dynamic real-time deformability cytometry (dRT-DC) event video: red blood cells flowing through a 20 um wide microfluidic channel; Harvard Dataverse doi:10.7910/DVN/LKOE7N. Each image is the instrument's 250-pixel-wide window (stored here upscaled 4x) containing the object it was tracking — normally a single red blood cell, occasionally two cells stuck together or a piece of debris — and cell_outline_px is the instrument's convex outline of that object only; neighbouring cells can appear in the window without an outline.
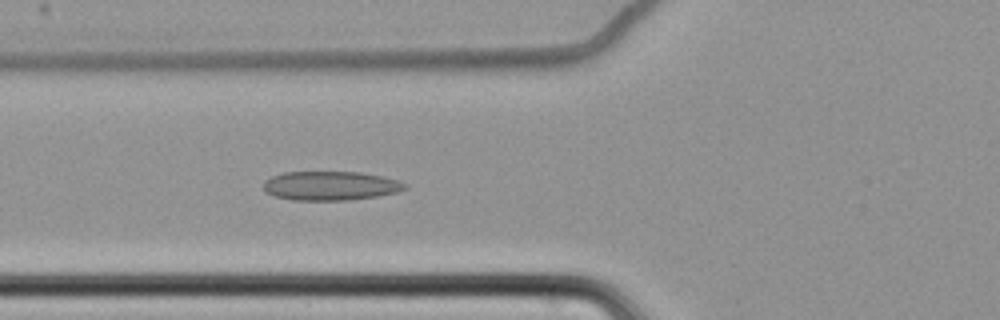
{"species": "common noctule bat (a hibernating species)", "species_latin": "Nyctalus noctula", "temperature_condition": "cold", "stored_images_in_passage": 47, "camera_frame_rate_fps": 3000, "um_per_image_px": 0.085, "animal": {"sex": "female", "body_mass_g": 22.7, "forearm_length_mm": 54.2}, "frame": {"image": 1, "passage_image": 10, "time_ms": 3.0, "image_size_px": [1000, 320], "cell_outline_px": [[408, 188], [396, 192], [376, 196], [348, 200], [292, 200], [276, 196], [264, 192], [264, 180], [272, 176], [284, 172], [360, 172], [380, 176], [396, 180], [408, 184]], "centroid_in_image_um": [28.07, 15.79], "position_along_channel_um": 97.7, "area_um2": 23.87}}
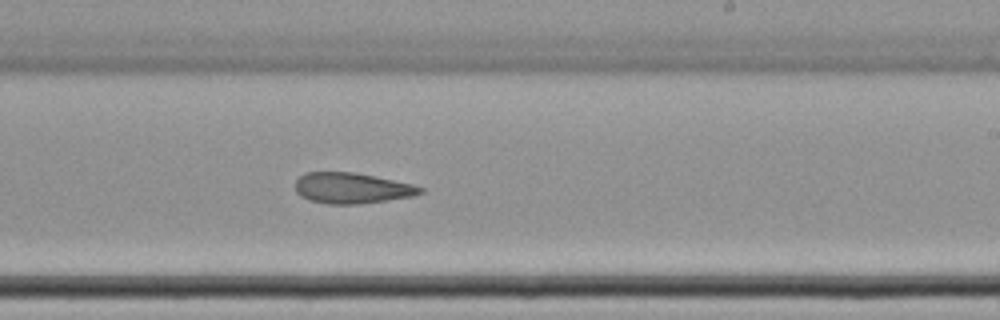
{"frame": {"image": 2, "passage_image": 24, "time_ms": 7.667, "image_size_px": [1000, 320], "cell_outline_px": [[424, 192], [412, 196], [388, 200], [360, 204], [328, 204], [308, 200], [300, 196], [296, 192], [296, 180], [304, 172], [356, 172], [412, 184], [424, 188]], "centroid_in_image_um": [29.89, 15.99], "position_along_channel_um": 259.1, "area_um2": 22.48}}
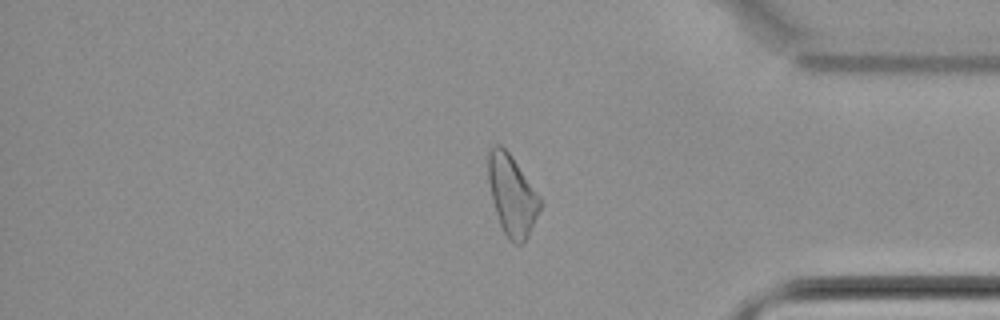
{"frame": {"image": 3, "passage_image": 37, "time_ms": 12.0, "image_size_px": [1000, 320], "cell_outline_px": [[540, 208], [528, 236], [524, 244], [516, 244], [508, 240], [500, 224], [492, 200], [488, 180], [488, 152], [492, 144], [500, 144], [512, 156], [540, 196]], "centroid_in_image_um": [43.5, 16.58], "position_along_channel_um": 391.7, "area_um2": 24.22}, "authors_computed_cell_mechanics": {"area_um2": 23.8714, "velocity_mm_per_s": 3.4651, "shape_relaxation_time_tau1_ms": null, "shape_relaxation_time_tau2_ms": 7.4846, "deformation_change_tau1": null, "deformation_change_tau2": 0.1548}}